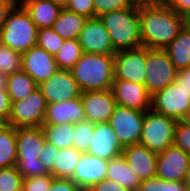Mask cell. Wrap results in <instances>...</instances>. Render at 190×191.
I'll return each mask as SVG.
<instances>
[{
	"mask_svg": "<svg viewBox=\"0 0 190 191\" xmlns=\"http://www.w3.org/2000/svg\"><path fill=\"white\" fill-rule=\"evenodd\" d=\"M139 19L142 46L151 49H166L184 27L183 17L165 2L139 7Z\"/></svg>",
	"mask_w": 190,
	"mask_h": 191,
	"instance_id": "cell-1",
	"label": "cell"
},
{
	"mask_svg": "<svg viewBox=\"0 0 190 191\" xmlns=\"http://www.w3.org/2000/svg\"><path fill=\"white\" fill-rule=\"evenodd\" d=\"M114 69V54L83 52L70 71L81 92H86L111 89Z\"/></svg>",
	"mask_w": 190,
	"mask_h": 191,
	"instance_id": "cell-2",
	"label": "cell"
},
{
	"mask_svg": "<svg viewBox=\"0 0 190 191\" xmlns=\"http://www.w3.org/2000/svg\"><path fill=\"white\" fill-rule=\"evenodd\" d=\"M110 35L115 52L142 46L139 7L131 6L99 16Z\"/></svg>",
	"mask_w": 190,
	"mask_h": 191,
	"instance_id": "cell-3",
	"label": "cell"
},
{
	"mask_svg": "<svg viewBox=\"0 0 190 191\" xmlns=\"http://www.w3.org/2000/svg\"><path fill=\"white\" fill-rule=\"evenodd\" d=\"M18 172L25 177H39L50 173L39 160L46 143L42 127L16 128Z\"/></svg>",
	"mask_w": 190,
	"mask_h": 191,
	"instance_id": "cell-4",
	"label": "cell"
},
{
	"mask_svg": "<svg viewBox=\"0 0 190 191\" xmlns=\"http://www.w3.org/2000/svg\"><path fill=\"white\" fill-rule=\"evenodd\" d=\"M15 6L7 14L0 32V41L12 50L23 54L36 46L38 28L23 6L19 9Z\"/></svg>",
	"mask_w": 190,
	"mask_h": 191,
	"instance_id": "cell-5",
	"label": "cell"
},
{
	"mask_svg": "<svg viewBox=\"0 0 190 191\" xmlns=\"http://www.w3.org/2000/svg\"><path fill=\"white\" fill-rule=\"evenodd\" d=\"M177 123L178 120L159 114L152 109L145 111L139 144L151 152L161 153L169 146L174 145Z\"/></svg>",
	"mask_w": 190,
	"mask_h": 191,
	"instance_id": "cell-6",
	"label": "cell"
},
{
	"mask_svg": "<svg viewBox=\"0 0 190 191\" xmlns=\"http://www.w3.org/2000/svg\"><path fill=\"white\" fill-rule=\"evenodd\" d=\"M177 74L165 49L147 48L145 87L151 96L175 82Z\"/></svg>",
	"mask_w": 190,
	"mask_h": 191,
	"instance_id": "cell-7",
	"label": "cell"
},
{
	"mask_svg": "<svg viewBox=\"0 0 190 191\" xmlns=\"http://www.w3.org/2000/svg\"><path fill=\"white\" fill-rule=\"evenodd\" d=\"M46 109L47 101L37 88L27 98L12 102L7 124L15 128L40 127L43 125Z\"/></svg>",
	"mask_w": 190,
	"mask_h": 191,
	"instance_id": "cell-8",
	"label": "cell"
},
{
	"mask_svg": "<svg viewBox=\"0 0 190 191\" xmlns=\"http://www.w3.org/2000/svg\"><path fill=\"white\" fill-rule=\"evenodd\" d=\"M145 111L116 105L108 120L123 147L139 144Z\"/></svg>",
	"mask_w": 190,
	"mask_h": 191,
	"instance_id": "cell-9",
	"label": "cell"
},
{
	"mask_svg": "<svg viewBox=\"0 0 190 191\" xmlns=\"http://www.w3.org/2000/svg\"><path fill=\"white\" fill-rule=\"evenodd\" d=\"M147 47L117 51L114 54V79L145 85Z\"/></svg>",
	"mask_w": 190,
	"mask_h": 191,
	"instance_id": "cell-10",
	"label": "cell"
},
{
	"mask_svg": "<svg viewBox=\"0 0 190 191\" xmlns=\"http://www.w3.org/2000/svg\"><path fill=\"white\" fill-rule=\"evenodd\" d=\"M152 110L180 121L190 108V95L173 82L151 98Z\"/></svg>",
	"mask_w": 190,
	"mask_h": 191,
	"instance_id": "cell-11",
	"label": "cell"
},
{
	"mask_svg": "<svg viewBox=\"0 0 190 191\" xmlns=\"http://www.w3.org/2000/svg\"><path fill=\"white\" fill-rule=\"evenodd\" d=\"M190 167V155L175 145L157 155L156 177L170 182L186 181Z\"/></svg>",
	"mask_w": 190,
	"mask_h": 191,
	"instance_id": "cell-12",
	"label": "cell"
},
{
	"mask_svg": "<svg viewBox=\"0 0 190 191\" xmlns=\"http://www.w3.org/2000/svg\"><path fill=\"white\" fill-rule=\"evenodd\" d=\"M47 104L81 97V90L70 70L59 69L50 79L38 85Z\"/></svg>",
	"mask_w": 190,
	"mask_h": 191,
	"instance_id": "cell-13",
	"label": "cell"
},
{
	"mask_svg": "<svg viewBox=\"0 0 190 191\" xmlns=\"http://www.w3.org/2000/svg\"><path fill=\"white\" fill-rule=\"evenodd\" d=\"M85 53L115 54L108 30L99 17L87 18L78 37Z\"/></svg>",
	"mask_w": 190,
	"mask_h": 191,
	"instance_id": "cell-14",
	"label": "cell"
},
{
	"mask_svg": "<svg viewBox=\"0 0 190 191\" xmlns=\"http://www.w3.org/2000/svg\"><path fill=\"white\" fill-rule=\"evenodd\" d=\"M81 101L86 120L93 124L107 123L117 105L111 89L82 92Z\"/></svg>",
	"mask_w": 190,
	"mask_h": 191,
	"instance_id": "cell-15",
	"label": "cell"
},
{
	"mask_svg": "<svg viewBox=\"0 0 190 191\" xmlns=\"http://www.w3.org/2000/svg\"><path fill=\"white\" fill-rule=\"evenodd\" d=\"M111 90L117 105L140 111L152 109V96L148 93L144 84L114 79Z\"/></svg>",
	"mask_w": 190,
	"mask_h": 191,
	"instance_id": "cell-16",
	"label": "cell"
},
{
	"mask_svg": "<svg viewBox=\"0 0 190 191\" xmlns=\"http://www.w3.org/2000/svg\"><path fill=\"white\" fill-rule=\"evenodd\" d=\"M22 70L28 73L39 85L50 79L59 68L53 55L38 46H34L22 54Z\"/></svg>",
	"mask_w": 190,
	"mask_h": 191,
	"instance_id": "cell-17",
	"label": "cell"
},
{
	"mask_svg": "<svg viewBox=\"0 0 190 191\" xmlns=\"http://www.w3.org/2000/svg\"><path fill=\"white\" fill-rule=\"evenodd\" d=\"M107 159L83 153L71 180L83 191L103 181L107 175Z\"/></svg>",
	"mask_w": 190,
	"mask_h": 191,
	"instance_id": "cell-18",
	"label": "cell"
},
{
	"mask_svg": "<svg viewBox=\"0 0 190 191\" xmlns=\"http://www.w3.org/2000/svg\"><path fill=\"white\" fill-rule=\"evenodd\" d=\"M123 149L124 147L108 122L95 124L87 154L109 160L121 155Z\"/></svg>",
	"mask_w": 190,
	"mask_h": 191,
	"instance_id": "cell-19",
	"label": "cell"
},
{
	"mask_svg": "<svg viewBox=\"0 0 190 191\" xmlns=\"http://www.w3.org/2000/svg\"><path fill=\"white\" fill-rule=\"evenodd\" d=\"M122 155L141 181L155 177L158 154L143 145L133 144L124 147Z\"/></svg>",
	"mask_w": 190,
	"mask_h": 191,
	"instance_id": "cell-20",
	"label": "cell"
},
{
	"mask_svg": "<svg viewBox=\"0 0 190 191\" xmlns=\"http://www.w3.org/2000/svg\"><path fill=\"white\" fill-rule=\"evenodd\" d=\"M86 121L81 97L58 103L47 104L43 124L62 125Z\"/></svg>",
	"mask_w": 190,
	"mask_h": 191,
	"instance_id": "cell-21",
	"label": "cell"
},
{
	"mask_svg": "<svg viewBox=\"0 0 190 191\" xmlns=\"http://www.w3.org/2000/svg\"><path fill=\"white\" fill-rule=\"evenodd\" d=\"M29 13L37 28H51L62 10L52 0H22L20 6Z\"/></svg>",
	"mask_w": 190,
	"mask_h": 191,
	"instance_id": "cell-22",
	"label": "cell"
},
{
	"mask_svg": "<svg viewBox=\"0 0 190 191\" xmlns=\"http://www.w3.org/2000/svg\"><path fill=\"white\" fill-rule=\"evenodd\" d=\"M106 178L118 183L129 191H137L141 183V180L131 169L122 154L109 159Z\"/></svg>",
	"mask_w": 190,
	"mask_h": 191,
	"instance_id": "cell-23",
	"label": "cell"
},
{
	"mask_svg": "<svg viewBox=\"0 0 190 191\" xmlns=\"http://www.w3.org/2000/svg\"><path fill=\"white\" fill-rule=\"evenodd\" d=\"M86 20V17L65 8L51 28L64 40L78 39Z\"/></svg>",
	"mask_w": 190,
	"mask_h": 191,
	"instance_id": "cell-24",
	"label": "cell"
},
{
	"mask_svg": "<svg viewBox=\"0 0 190 191\" xmlns=\"http://www.w3.org/2000/svg\"><path fill=\"white\" fill-rule=\"evenodd\" d=\"M165 50L178 71L187 68L190 65V33L183 27Z\"/></svg>",
	"mask_w": 190,
	"mask_h": 191,
	"instance_id": "cell-25",
	"label": "cell"
},
{
	"mask_svg": "<svg viewBox=\"0 0 190 191\" xmlns=\"http://www.w3.org/2000/svg\"><path fill=\"white\" fill-rule=\"evenodd\" d=\"M37 88L35 80L23 70L7 75L6 91L12 102L27 98Z\"/></svg>",
	"mask_w": 190,
	"mask_h": 191,
	"instance_id": "cell-26",
	"label": "cell"
},
{
	"mask_svg": "<svg viewBox=\"0 0 190 191\" xmlns=\"http://www.w3.org/2000/svg\"><path fill=\"white\" fill-rule=\"evenodd\" d=\"M16 162V128L4 124L0 127V169L15 166Z\"/></svg>",
	"mask_w": 190,
	"mask_h": 191,
	"instance_id": "cell-27",
	"label": "cell"
},
{
	"mask_svg": "<svg viewBox=\"0 0 190 191\" xmlns=\"http://www.w3.org/2000/svg\"><path fill=\"white\" fill-rule=\"evenodd\" d=\"M82 154L81 151H78L73 146L59 149L53 167V177L71 179Z\"/></svg>",
	"mask_w": 190,
	"mask_h": 191,
	"instance_id": "cell-28",
	"label": "cell"
},
{
	"mask_svg": "<svg viewBox=\"0 0 190 191\" xmlns=\"http://www.w3.org/2000/svg\"><path fill=\"white\" fill-rule=\"evenodd\" d=\"M42 129L45 134L47 143L54 145L58 149L68 148L73 146L74 139V123L62 125L43 124Z\"/></svg>",
	"mask_w": 190,
	"mask_h": 191,
	"instance_id": "cell-29",
	"label": "cell"
},
{
	"mask_svg": "<svg viewBox=\"0 0 190 191\" xmlns=\"http://www.w3.org/2000/svg\"><path fill=\"white\" fill-rule=\"evenodd\" d=\"M83 54L78 39L64 40L54 56L59 69L71 70Z\"/></svg>",
	"mask_w": 190,
	"mask_h": 191,
	"instance_id": "cell-30",
	"label": "cell"
},
{
	"mask_svg": "<svg viewBox=\"0 0 190 191\" xmlns=\"http://www.w3.org/2000/svg\"><path fill=\"white\" fill-rule=\"evenodd\" d=\"M22 71V54L0 41V72L5 75Z\"/></svg>",
	"mask_w": 190,
	"mask_h": 191,
	"instance_id": "cell-31",
	"label": "cell"
},
{
	"mask_svg": "<svg viewBox=\"0 0 190 191\" xmlns=\"http://www.w3.org/2000/svg\"><path fill=\"white\" fill-rule=\"evenodd\" d=\"M73 147L82 153H87L94 134L95 124L82 121L74 124Z\"/></svg>",
	"mask_w": 190,
	"mask_h": 191,
	"instance_id": "cell-32",
	"label": "cell"
},
{
	"mask_svg": "<svg viewBox=\"0 0 190 191\" xmlns=\"http://www.w3.org/2000/svg\"><path fill=\"white\" fill-rule=\"evenodd\" d=\"M64 39L61 38L52 28H39L37 33L36 46L44 49L55 56L62 46Z\"/></svg>",
	"mask_w": 190,
	"mask_h": 191,
	"instance_id": "cell-33",
	"label": "cell"
},
{
	"mask_svg": "<svg viewBox=\"0 0 190 191\" xmlns=\"http://www.w3.org/2000/svg\"><path fill=\"white\" fill-rule=\"evenodd\" d=\"M137 191H187V186L184 182L165 181L155 176L142 180Z\"/></svg>",
	"mask_w": 190,
	"mask_h": 191,
	"instance_id": "cell-34",
	"label": "cell"
},
{
	"mask_svg": "<svg viewBox=\"0 0 190 191\" xmlns=\"http://www.w3.org/2000/svg\"><path fill=\"white\" fill-rule=\"evenodd\" d=\"M23 176L17 166L0 169V191H22Z\"/></svg>",
	"mask_w": 190,
	"mask_h": 191,
	"instance_id": "cell-35",
	"label": "cell"
},
{
	"mask_svg": "<svg viewBox=\"0 0 190 191\" xmlns=\"http://www.w3.org/2000/svg\"><path fill=\"white\" fill-rule=\"evenodd\" d=\"M94 17H99L110 11L131 7L129 0H93Z\"/></svg>",
	"mask_w": 190,
	"mask_h": 191,
	"instance_id": "cell-36",
	"label": "cell"
},
{
	"mask_svg": "<svg viewBox=\"0 0 190 191\" xmlns=\"http://www.w3.org/2000/svg\"><path fill=\"white\" fill-rule=\"evenodd\" d=\"M54 177L49 175L23 178L22 191H48Z\"/></svg>",
	"mask_w": 190,
	"mask_h": 191,
	"instance_id": "cell-37",
	"label": "cell"
},
{
	"mask_svg": "<svg viewBox=\"0 0 190 191\" xmlns=\"http://www.w3.org/2000/svg\"><path fill=\"white\" fill-rule=\"evenodd\" d=\"M174 145L190 155V127L178 121L175 128Z\"/></svg>",
	"mask_w": 190,
	"mask_h": 191,
	"instance_id": "cell-38",
	"label": "cell"
},
{
	"mask_svg": "<svg viewBox=\"0 0 190 191\" xmlns=\"http://www.w3.org/2000/svg\"><path fill=\"white\" fill-rule=\"evenodd\" d=\"M67 10L75 12L86 18L94 17V2L93 0H69Z\"/></svg>",
	"mask_w": 190,
	"mask_h": 191,
	"instance_id": "cell-39",
	"label": "cell"
},
{
	"mask_svg": "<svg viewBox=\"0 0 190 191\" xmlns=\"http://www.w3.org/2000/svg\"><path fill=\"white\" fill-rule=\"evenodd\" d=\"M58 152H59L58 148L46 142L39 156L40 162L52 176H53V167L55 164V158Z\"/></svg>",
	"mask_w": 190,
	"mask_h": 191,
	"instance_id": "cell-40",
	"label": "cell"
},
{
	"mask_svg": "<svg viewBox=\"0 0 190 191\" xmlns=\"http://www.w3.org/2000/svg\"><path fill=\"white\" fill-rule=\"evenodd\" d=\"M48 191H83L71 179L54 178Z\"/></svg>",
	"mask_w": 190,
	"mask_h": 191,
	"instance_id": "cell-41",
	"label": "cell"
},
{
	"mask_svg": "<svg viewBox=\"0 0 190 191\" xmlns=\"http://www.w3.org/2000/svg\"><path fill=\"white\" fill-rule=\"evenodd\" d=\"M11 105H12V101L7 91L0 90V120L4 124L8 123L10 112H11Z\"/></svg>",
	"mask_w": 190,
	"mask_h": 191,
	"instance_id": "cell-42",
	"label": "cell"
},
{
	"mask_svg": "<svg viewBox=\"0 0 190 191\" xmlns=\"http://www.w3.org/2000/svg\"><path fill=\"white\" fill-rule=\"evenodd\" d=\"M87 191H129L118 183L105 178L103 181L94 184Z\"/></svg>",
	"mask_w": 190,
	"mask_h": 191,
	"instance_id": "cell-43",
	"label": "cell"
},
{
	"mask_svg": "<svg viewBox=\"0 0 190 191\" xmlns=\"http://www.w3.org/2000/svg\"><path fill=\"white\" fill-rule=\"evenodd\" d=\"M165 3L182 17L190 14V0H165Z\"/></svg>",
	"mask_w": 190,
	"mask_h": 191,
	"instance_id": "cell-44",
	"label": "cell"
},
{
	"mask_svg": "<svg viewBox=\"0 0 190 191\" xmlns=\"http://www.w3.org/2000/svg\"><path fill=\"white\" fill-rule=\"evenodd\" d=\"M175 82L181 89L184 88L190 95V65L178 71Z\"/></svg>",
	"mask_w": 190,
	"mask_h": 191,
	"instance_id": "cell-45",
	"label": "cell"
},
{
	"mask_svg": "<svg viewBox=\"0 0 190 191\" xmlns=\"http://www.w3.org/2000/svg\"><path fill=\"white\" fill-rule=\"evenodd\" d=\"M15 4V0H0V32L7 18V14Z\"/></svg>",
	"mask_w": 190,
	"mask_h": 191,
	"instance_id": "cell-46",
	"label": "cell"
},
{
	"mask_svg": "<svg viewBox=\"0 0 190 191\" xmlns=\"http://www.w3.org/2000/svg\"><path fill=\"white\" fill-rule=\"evenodd\" d=\"M131 5L136 7H142V6H153L157 4L164 3L165 0H129Z\"/></svg>",
	"mask_w": 190,
	"mask_h": 191,
	"instance_id": "cell-47",
	"label": "cell"
},
{
	"mask_svg": "<svg viewBox=\"0 0 190 191\" xmlns=\"http://www.w3.org/2000/svg\"><path fill=\"white\" fill-rule=\"evenodd\" d=\"M7 75L0 72V90H6Z\"/></svg>",
	"mask_w": 190,
	"mask_h": 191,
	"instance_id": "cell-48",
	"label": "cell"
},
{
	"mask_svg": "<svg viewBox=\"0 0 190 191\" xmlns=\"http://www.w3.org/2000/svg\"><path fill=\"white\" fill-rule=\"evenodd\" d=\"M180 121L190 127V108L186 111L185 115Z\"/></svg>",
	"mask_w": 190,
	"mask_h": 191,
	"instance_id": "cell-49",
	"label": "cell"
},
{
	"mask_svg": "<svg viewBox=\"0 0 190 191\" xmlns=\"http://www.w3.org/2000/svg\"><path fill=\"white\" fill-rule=\"evenodd\" d=\"M183 26L190 33V14L183 17Z\"/></svg>",
	"mask_w": 190,
	"mask_h": 191,
	"instance_id": "cell-50",
	"label": "cell"
},
{
	"mask_svg": "<svg viewBox=\"0 0 190 191\" xmlns=\"http://www.w3.org/2000/svg\"><path fill=\"white\" fill-rule=\"evenodd\" d=\"M55 4H57L62 9L67 8L69 0H52Z\"/></svg>",
	"mask_w": 190,
	"mask_h": 191,
	"instance_id": "cell-51",
	"label": "cell"
},
{
	"mask_svg": "<svg viewBox=\"0 0 190 191\" xmlns=\"http://www.w3.org/2000/svg\"><path fill=\"white\" fill-rule=\"evenodd\" d=\"M185 184H186L187 188H190V167H189V170H188V174H187Z\"/></svg>",
	"mask_w": 190,
	"mask_h": 191,
	"instance_id": "cell-52",
	"label": "cell"
},
{
	"mask_svg": "<svg viewBox=\"0 0 190 191\" xmlns=\"http://www.w3.org/2000/svg\"><path fill=\"white\" fill-rule=\"evenodd\" d=\"M2 125H4V123L0 120V127H2Z\"/></svg>",
	"mask_w": 190,
	"mask_h": 191,
	"instance_id": "cell-53",
	"label": "cell"
}]
</instances>
